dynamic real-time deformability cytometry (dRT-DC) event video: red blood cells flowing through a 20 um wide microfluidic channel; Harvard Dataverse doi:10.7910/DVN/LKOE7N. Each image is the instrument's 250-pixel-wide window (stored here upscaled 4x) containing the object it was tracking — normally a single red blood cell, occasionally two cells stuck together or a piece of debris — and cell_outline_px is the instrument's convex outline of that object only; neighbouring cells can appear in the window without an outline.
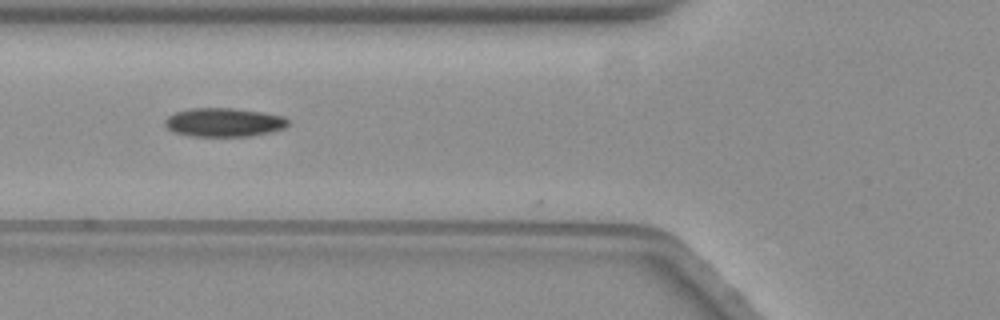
{"species": "common noctule bat (a hibernating species)", "species_latin": "Nyctalus noctula", "temperature_condition": "warm", "stored_images_in_passage": 13, "camera_frame_rate_fps": 3000, "um_per_image_px": 0.085, "animal": {"sex": "female", "body_mass_g": 19.3, "forearm_length_mm": 54.1}, "frame": {"image": 1, "passage_image": 3, "time_ms": 0.667, "image_size_px": [1000, 320], "cell_outline_px": [[288, 124], [284, 128], [252, 136], [192, 136], [176, 132], [168, 128], [164, 124], [164, 120], [168, 116], [176, 112], [192, 108], [232, 108], [260, 112], [280, 116], [288, 120]], "centroid_in_image_um": [19.0, 10.4], "position_along_channel_um": 106.8, "area_um2": 20.29}}
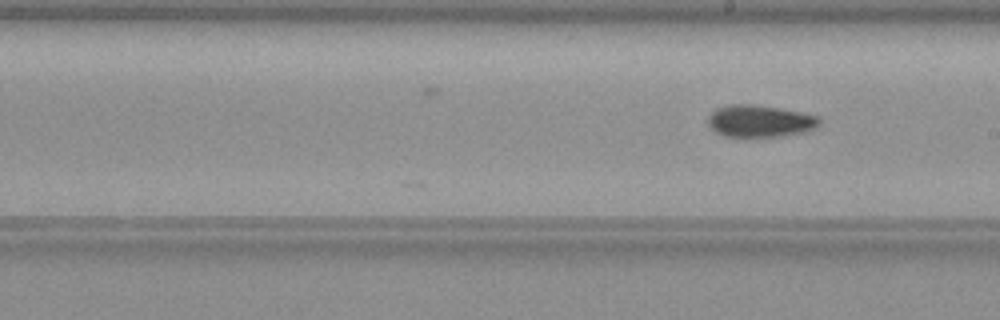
{"frame": {"image": 2, "passage_image": 13, "time_ms": 4.0, "image_size_px": [1000, 320], "cell_outline_px": [[820, 124], [816, 128], [804, 132], [756, 140], [752, 140], [724, 136], [716, 132], [708, 124], [708, 116], [716, 108], [728, 104], [756, 104], [800, 112], [816, 116], [820, 120]], "centroid_in_image_um": [64.55, 10.33], "position_along_channel_um": 224.5, "area_um2": 21.56}}